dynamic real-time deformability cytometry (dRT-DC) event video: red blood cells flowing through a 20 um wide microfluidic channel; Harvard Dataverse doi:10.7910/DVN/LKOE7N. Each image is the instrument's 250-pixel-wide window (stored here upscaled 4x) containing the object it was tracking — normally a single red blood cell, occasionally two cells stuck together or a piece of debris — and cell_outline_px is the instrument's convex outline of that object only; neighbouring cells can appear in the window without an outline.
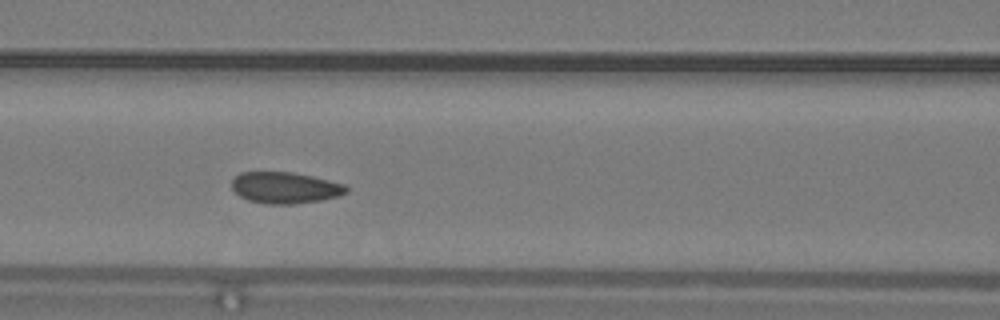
{"species": "common noctule bat (a hibernating species)", "species_latin": "Nyctalus noctula", "temperature_condition": "warm", "stored_images_in_passage": 30, "camera_frame_rate_fps": 3000, "um_per_image_px": 0.085, "animal": {"sex": "male", "body_mass_g": 19.2, "forearm_length_mm": 51.8}, "frame": {"image": 1, "passage_image": 9, "time_ms": 2.667, "image_size_px": [1000, 320], "cell_outline_px": [[348, 192], [336, 196], [320, 200], [292, 204], [264, 204], [248, 200], [240, 196], [232, 188], [232, 180], [240, 172], [292, 172], [312, 176], [344, 184], [348, 188]], "centroid_in_image_um": [24.21, 15.95], "position_along_channel_um": 142.4, "area_um2": 20.81}, "authors_computed_cell_mechanics": {"area_um2": 21.3282, "velocity_mm_per_s": 4.1932, "shape_relaxation_time_tau1_ms": 4.6173, "shape_relaxation_time_tau2_ms": 3.8421, "deformation_change_tau1": 0.0907, "deformation_change_tau2": 0.0668}}